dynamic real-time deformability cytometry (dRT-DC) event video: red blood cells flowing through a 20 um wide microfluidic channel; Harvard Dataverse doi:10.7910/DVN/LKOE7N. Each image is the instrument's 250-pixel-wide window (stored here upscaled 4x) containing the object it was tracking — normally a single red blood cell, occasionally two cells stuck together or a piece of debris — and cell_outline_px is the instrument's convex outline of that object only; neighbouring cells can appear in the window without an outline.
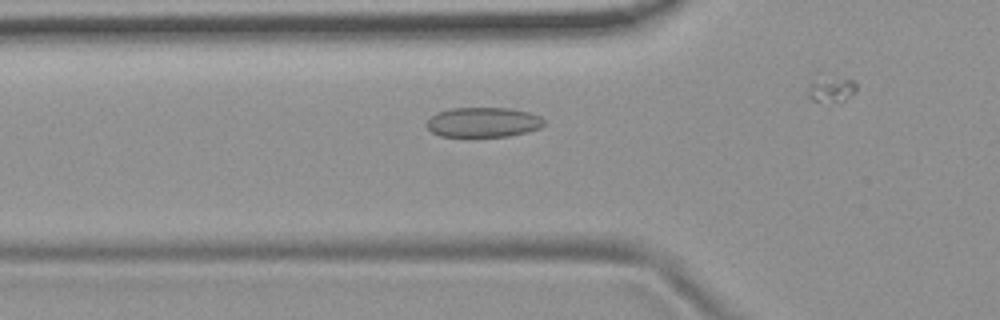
{"species": "common noctule bat (a hibernating species)", "species_latin": "Nyctalus noctula", "temperature_condition": "room temperature", "stored_images_in_passage": 42, "camera_frame_rate_fps": 3000, "um_per_image_px": 0.085, "animal": {"sex": "female", "body_mass_g": 19.9}, "frame": {"image": 1, "passage_image": 18, "time_ms": 5.667, "image_size_px": [1000, 320], "cell_outline_px": [[544, 124], [540, 128], [508, 136], [440, 136], [432, 132], [424, 124], [436, 112], [452, 108], [508, 108], [528, 112], [540, 116], [544, 120]], "centroid_in_image_um": [41.04, 10.38], "position_along_channel_um": 84.8, "area_um2": 20.29}}
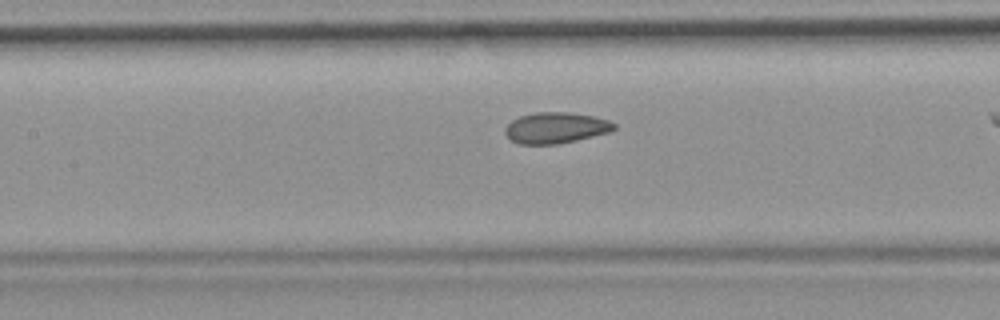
{"frame": {"image": 2, "passage_image": 24, "time_ms": 7.667, "image_size_px": [1000, 320], "cell_outline_px": [[616, 128], [612, 132], [576, 140], [556, 144], [520, 144], [512, 140], [504, 132], [504, 128], [512, 120], [520, 116], [536, 112], [572, 112], [592, 116], [608, 120], [616, 124]], "centroid_in_image_um": [47.26, 10.86], "position_along_channel_um": 160.1, "area_um2": 19.71}}
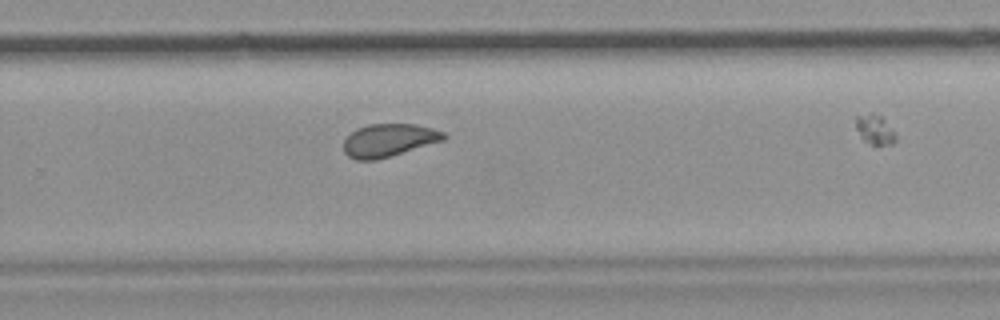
{"frame": {"image": 3, "passage_image": 35, "time_ms": 11.333, "image_size_px": [1000, 320], "cell_outline_px": [[448, 136], [444, 140], [376, 160], [356, 160], [348, 156], [344, 152], [344, 140], [356, 128], [368, 124], [416, 124], [432, 128], [444, 132]], "centroid_in_image_um": [33.04, 11.91], "position_along_channel_um": 296.8, "area_um2": 19.13}}